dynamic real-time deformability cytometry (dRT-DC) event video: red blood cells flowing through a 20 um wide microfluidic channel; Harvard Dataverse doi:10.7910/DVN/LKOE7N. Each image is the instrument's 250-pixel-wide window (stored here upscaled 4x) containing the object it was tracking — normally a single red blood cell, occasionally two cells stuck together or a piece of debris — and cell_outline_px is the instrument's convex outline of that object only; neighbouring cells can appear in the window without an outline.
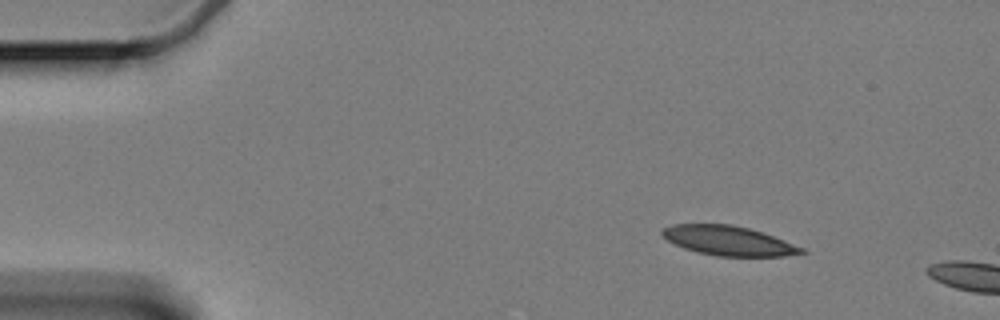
{"species": "Egyptian fruit bat (a non-hibernating species)", "species_latin": "Rousettus aegyptiacus", "temperature_condition": "cold", "stored_images_in_passage": 11, "camera_frame_rate_fps": 3000, "um_per_image_px": 0.085, "animal": {"sex": "female"}, "frame": {"image": 1, "passage_image": 7, "time_ms": 2.0, "image_size_px": [1000, 320], "cell_outline_px": [[808, 252], [784, 256], [716, 256], [696, 252], [684, 248], [668, 240], [660, 232], [664, 228], [672, 224], [732, 224], [764, 232], [804, 248]], "centroid_in_image_um": [61.94, 20.46], "position_along_channel_um": 23.1, "area_um2": 23.93}}